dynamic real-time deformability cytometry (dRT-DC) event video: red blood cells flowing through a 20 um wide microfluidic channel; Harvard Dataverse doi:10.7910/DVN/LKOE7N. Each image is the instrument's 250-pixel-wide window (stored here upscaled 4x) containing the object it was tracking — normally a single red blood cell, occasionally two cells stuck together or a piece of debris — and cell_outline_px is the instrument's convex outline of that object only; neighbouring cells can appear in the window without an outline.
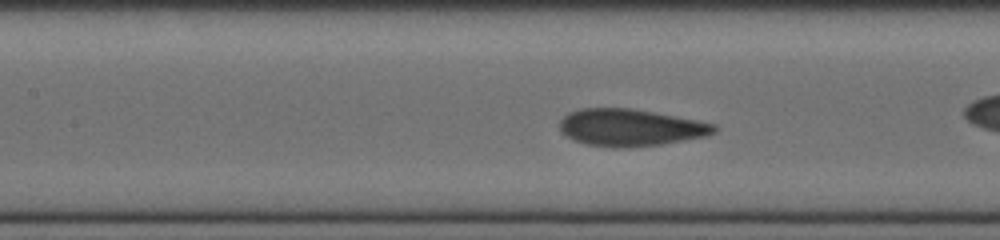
{"species": "human", "species_latin": "Homo sapiens", "temperature_condition": "cold", "stored_images_in_passage": 37, "camera_frame_rate_fps": 3000, "um_per_image_px": 0.085, "donor": {"sex": "female"}, "frame": {"image": 1, "passage_image": 11, "time_ms": 3.333, "image_size_px": [1000, 240], "cell_outline_px": [[716, 132], [708, 136], [660, 144], [628, 148], [612, 148], [584, 144], [572, 140], [560, 132], [560, 120], [568, 112], [580, 108], [628, 108], [652, 112], [696, 120], [716, 124]], "centroid_in_image_um": [53.53, 10.85], "position_along_channel_um": 153.9, "area_um2": 33.52}, "authors_computed_cell_mechanics": {"area_um2": 32.946, "velocity_mm_per_s": 4.0189, "shape_relaxation_time_tau1_ms": 4.1314, "shape_relaxation_time_tau2_ms": 0.6061, "deformation_change_tau1": 0.1511, "deformation_change_tau2": 0.0343}}